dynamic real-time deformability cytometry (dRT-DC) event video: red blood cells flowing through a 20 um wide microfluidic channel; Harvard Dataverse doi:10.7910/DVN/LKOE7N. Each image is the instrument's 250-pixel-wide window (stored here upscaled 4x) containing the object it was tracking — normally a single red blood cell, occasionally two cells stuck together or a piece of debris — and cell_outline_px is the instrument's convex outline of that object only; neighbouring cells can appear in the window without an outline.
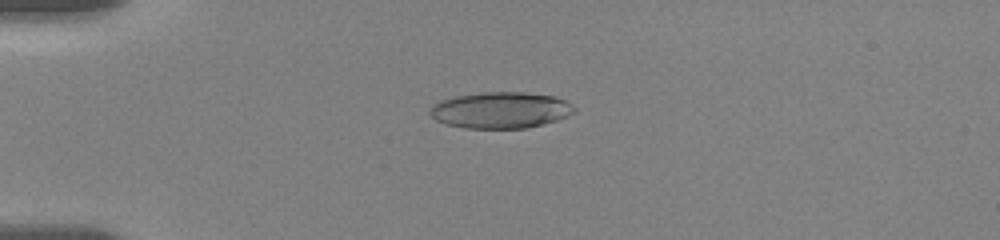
{"species": "human", "species_latin": "Homo sapiens", "temperature_condition": "room temperature", "stored_images_in_passage": 20, "camera_frame_rate_fps": 3000, "um_per_image_px": 0.085, "donor": {"sex": "female"}, "frame": {"image": 1, "passage_image": 10, "time_ms": 4.333, "image_size_px": [1000, 240], "cell_outline_px": [[576, 112], [556, 120], [528, 128], [464, 128], [444, 124], [436, 120], [428, 112], [428, 108], [440, 100], [456, 96], [480, 92], [524, 92], [556, 96], [568, 100], [576, 108]], "centroid_in_image_um": [42.56, 9.35], "position_along_channel_um": 42.4, "area_um2": 30.87}}
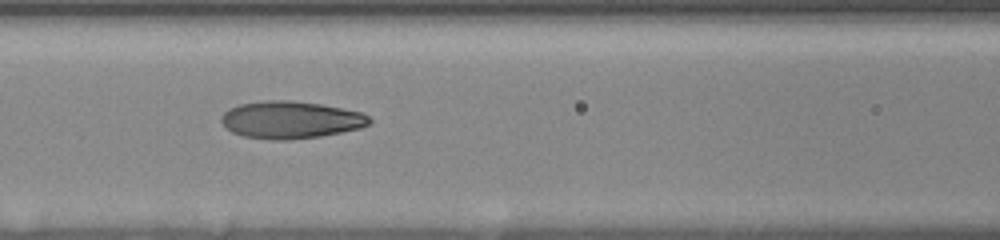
{"frame": {"image": 2, "passage_image": 17, "time_ms": 8.0, "image_size_px": [1000, 240], "cell_outline_px": [[372, 120], [368, 124], [360, 128], [320, 136], [288, 140], [272, 140], [244, 136], [232, 132], [220, 120], [220, 116], [228, 108], [240, 104], [264, 100], [292, 100], [320, 104], [364, 112]], "centroid_in_image_um": [24.7, 10.18], "position_along_channel_um": 141.9, "area_um2": 32.25}}
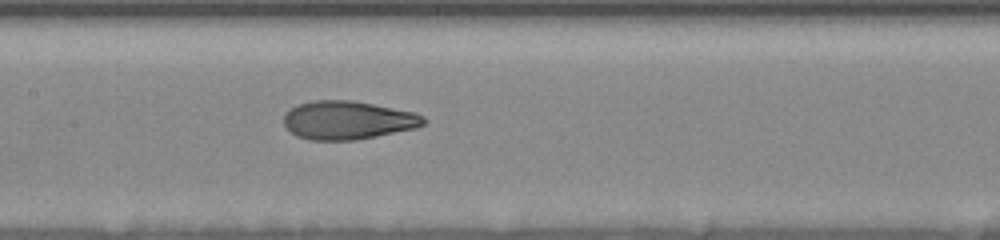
{"frame": {"image": 3, "passage_image": 20, "time_ms": 9.0, "image_size_px": [1000, 240], "cell_outline_px": [[428, 120], [424, 124], [416, 128], [356, 140], [308, 140], [296, 136], [284, 128], [284, 112], [300, 104], [312, 100], [352, 100], [416, 112], [424, 116]], "centroid_in_image_um": [29.55, 10.22], "position_along_channel_um": 177.8, "area_um2": 31.62}}